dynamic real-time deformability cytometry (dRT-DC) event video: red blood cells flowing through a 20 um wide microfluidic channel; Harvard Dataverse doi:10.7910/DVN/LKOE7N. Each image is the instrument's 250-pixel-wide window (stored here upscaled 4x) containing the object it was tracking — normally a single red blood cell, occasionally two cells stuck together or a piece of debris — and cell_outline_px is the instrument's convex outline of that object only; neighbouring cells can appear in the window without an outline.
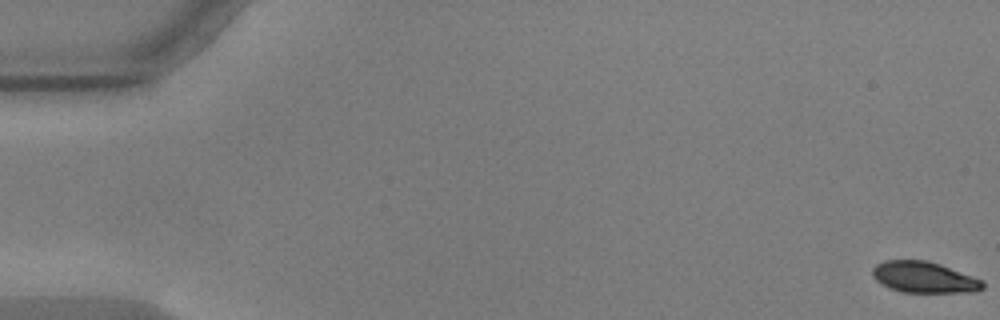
{"species": "common noctule bat (a hibernating species)", "species_latin": "Nyctalus noctula", "temperature_condition": "warm", "stored_images_in_passage": 58, "camera_frame_rate_fps": 3000, "um_per_image_px": 0.085, "animal": {"sex": "male", "body_mass_g": 17.9, "forearm_length_mm": 54.2}, "frame": {"image": 1, "passage_image": 1, "time_ms": 0.0, "image_size_px": [1000, 320], "cell_outline_px": [[984, 288], [976, 292], [904, 292], [888, 288], [876, 280], [872, 276], [872, 268], [876, 264], [884, 260], [928, 260], [940, 264], [984, 280]], "centroid_in_image_um": [78.55, 23.56], "position_along_channel_um": 6.4, "area_um2": 20.17}}
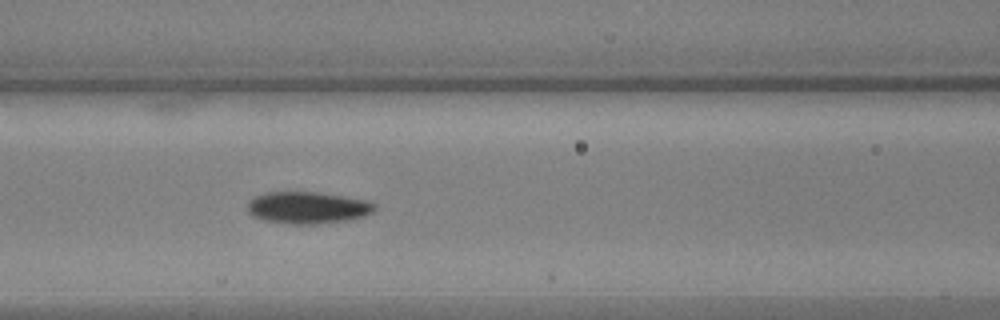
{"frame": {"image": 2, "passage_image": 25, "time_ms": 8.0, "image_size_px": [1000, 320], "cell_outline_px": [[376, 208], [372, 212], [364, 216], [348, 220], [316, 224], [292, 224], [260, 220], [252, 216], [248, 212], [248, 200], [264, 192], [316, 192], [364, 200], [376, 204]], "centroid_in_image_um": [26.1, 17.66], "position_along_channel_um": 140.5, "area_um2": 23.64}}
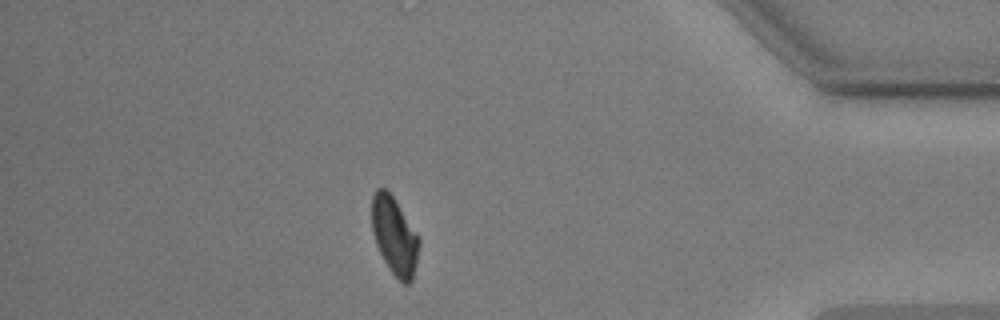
{"frame": {"image": 3, "passage_image": 50, "time_ms": 16.333, "image_size_px": [1000, 320], "cell_outline_px": [[420, 244], [416, 264], [412, 280], [408, 284], [404, 284], [388, 268], [376, 244], [372, 232], [372, 196], [376, 188], [384, 188], [392, 196], [420, 236]], "centroid_in_image_um": [33.54, 20.05], "position_along_channel_um": 401.7, "area_um2": 21.33}, "authors_computed_cell_mechanics": {"area_um2": 22.3108, "velocity_mm_per_s": 3.5951, "shape_relaxation_time_tau1_ms": 2.9686, "shape_relaxation_time_tau2_ms": 4.7448, "deformation_change_tau1": 0.1325, "deformation_change_tau2": 0.0715}}